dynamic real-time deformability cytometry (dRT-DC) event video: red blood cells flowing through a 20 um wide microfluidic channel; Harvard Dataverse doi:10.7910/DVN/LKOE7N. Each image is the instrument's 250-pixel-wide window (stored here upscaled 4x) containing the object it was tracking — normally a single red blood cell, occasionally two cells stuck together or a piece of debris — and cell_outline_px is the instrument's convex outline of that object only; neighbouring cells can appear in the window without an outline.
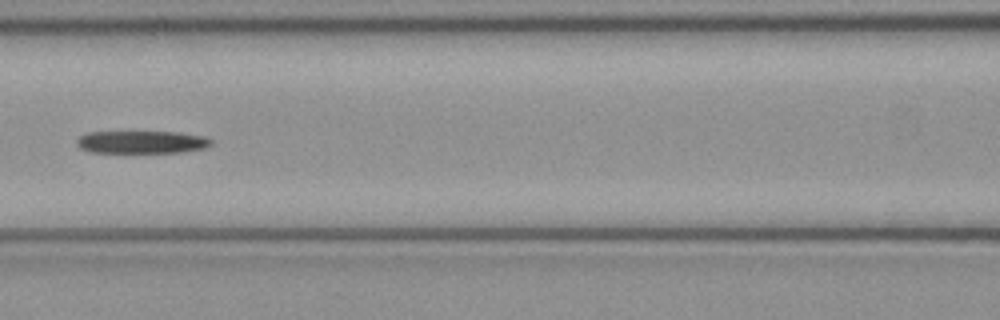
{"species": "common noctule bat (a hibernating species)", "species_latin": "Nyctalus noctula", "temperature_condition": "cold", "stored_images_in_passage": 7, "camera_frame_rate_fps": 3000, "um_per_image_px": 0.085, "animal": {"sex": "female", "body_mass_g": 21.9}, "frame": {"image": 1, "passage_image": 7, "time_ms": 2.0, "image_size_px": [1000, 320], "cell_outline_px": [[212, 144], [204, 148], [180, 152], [92, 152], [80, 148], [76, 144], [76, 140], [80, 136], [88, 132], [180, 132], [204, 136], [212, 140]], "centroid_in_image_um": [12.05, 12.07], "position_along_channel_um": 154.6, "area_um2": 17.63}}